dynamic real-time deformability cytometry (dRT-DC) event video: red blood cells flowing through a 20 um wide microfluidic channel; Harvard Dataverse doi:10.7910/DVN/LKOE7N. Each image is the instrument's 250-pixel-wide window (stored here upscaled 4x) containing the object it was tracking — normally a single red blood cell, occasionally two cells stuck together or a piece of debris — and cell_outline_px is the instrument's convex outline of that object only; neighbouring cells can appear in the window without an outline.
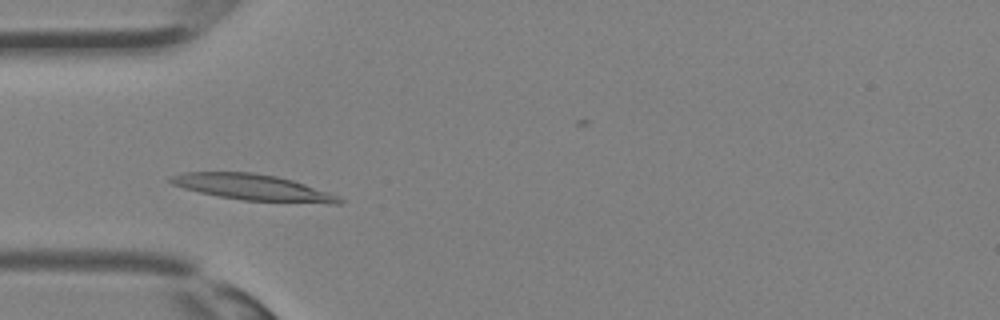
{"species": "Egyptian fruit bat (a non-hibernating species)", "species_latin": "Rousettus aegyptiacus", "temperature_condition": "room temperature", "stored_images_in_passage": 7, "camera_frame_rate_fps": 3000, "um_per_image_px": 0.085, "animal": {"sex": "female"}, "frame": {"image": 1, "passage_image": 5, "time_ms": 1.333, "image_size_px": [1000, 320], "cell_outline_px": [[344, 200], [340, 204], [332, 204], [244, 200], [220, 196], [200, 192], [184, 188], [172, 184], [168, 180], [168, 176], [184, 172], [252, 172], [276, 176], [292, 180], [340, 196]], "centroid_in_image_um": [21.5, 15.92], "position_along_channel_um": 63.5, "area_um2": 25.49}}
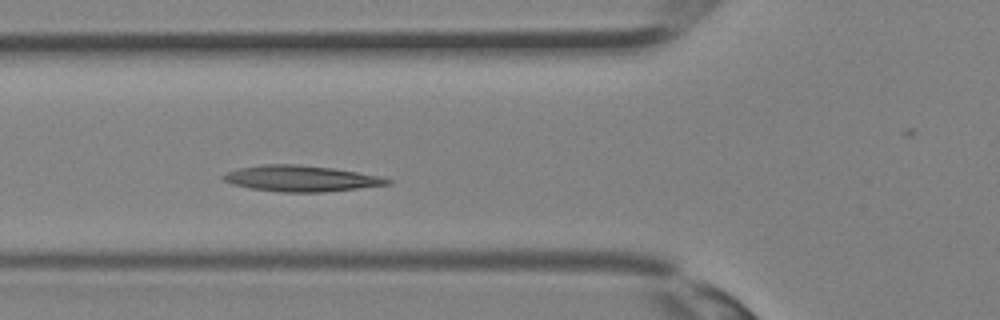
{"frame": {"image": 2, "passage_image": 7, "time_ms": 2.0, "image_size_px": [1000, 320], "cell_outline_px": [[392, 184], [324, 192], [280, 192], [252, 188], [232, 184], [224, 180], [220, 176], [228, 172], [240, 168], [260, 164], [296, 164], [332, 168], [380, 176], [392, 180]], "centroid_in_image_um": [25.59, 15.17], "position_along_channel_um": 100.2, "area_um2": 24.68}}